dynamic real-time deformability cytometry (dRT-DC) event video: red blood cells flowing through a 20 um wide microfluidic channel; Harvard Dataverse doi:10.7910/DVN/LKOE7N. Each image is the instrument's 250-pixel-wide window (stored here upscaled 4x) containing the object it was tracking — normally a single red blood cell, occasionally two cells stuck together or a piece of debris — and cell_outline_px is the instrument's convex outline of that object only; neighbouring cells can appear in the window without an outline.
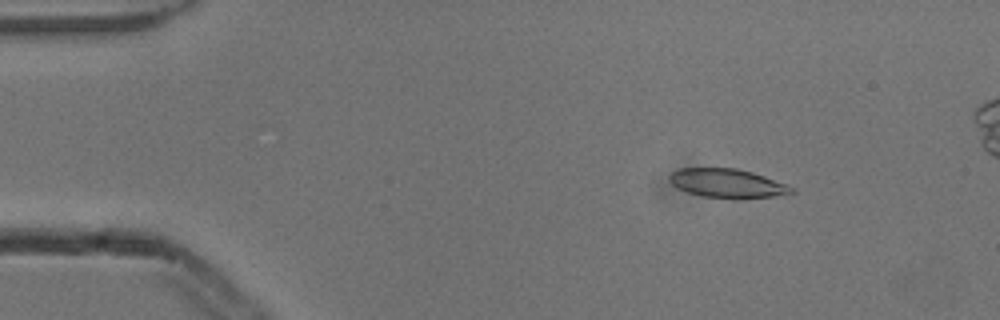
{"species": "common noctule bat (a hibernating species)", "species_latin": "Nyctalus noctula", "temperature_condition": "cold", "stored_images_in_passage": 4, "camera_frame_rate_fps": 3000, "um_per_image_px": 0.085, "animal": {"sex": "male", "body_mass_g": 13.3}, "frame": {"image": 1, "passage_image": 2, "time_ms": 0.333, "image_size_px": [1000, 320], "cell_outline_px": [[796, 192], [772, 196], [740, 200], [732, 200], [700, 196], [676, 188], [668, 180], [668, 176], [672, 172], [680, 168], [736, 168], [752, 172], [788, 184]], "centroid_in_image_um": [61.8, 15.6], "position_along_channel_um": 23.2, "area_um2": 21.04}}